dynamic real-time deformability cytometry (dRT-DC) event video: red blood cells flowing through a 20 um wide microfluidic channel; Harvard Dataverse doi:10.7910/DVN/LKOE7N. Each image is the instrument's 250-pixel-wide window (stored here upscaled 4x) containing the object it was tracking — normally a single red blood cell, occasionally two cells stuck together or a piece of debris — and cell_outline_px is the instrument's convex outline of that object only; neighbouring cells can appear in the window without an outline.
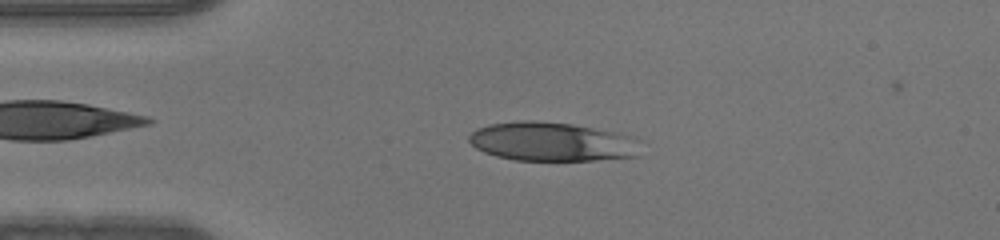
{"species": "human", "species_latin": "Homo sapiens", "temperature_condition": "warm", "stored_images_in_passage": 47, "camera_frame_rate_fps": 3000, "um_per_image_px": 0.085, "donor": {"sex": "male"}, "frame": {"image": 1, "passage_image": 9, "time_ms": 2.667, "image_size_px": [1000, 240], "cell_outline_px": [[644, 156], [596, 160], [516, 160], [496, 156], [484, 152], [476, 148], [468, 140], [468, 136], [476, 128], [488, 124], [520, 120], [532, 120], [572, 124], [624, 132], [636, 136], [644, 140]], "centroid_in_image_um": [47.11, 12.04], "position_along_channel_um": 37.9, "area_um2": 40.34}}
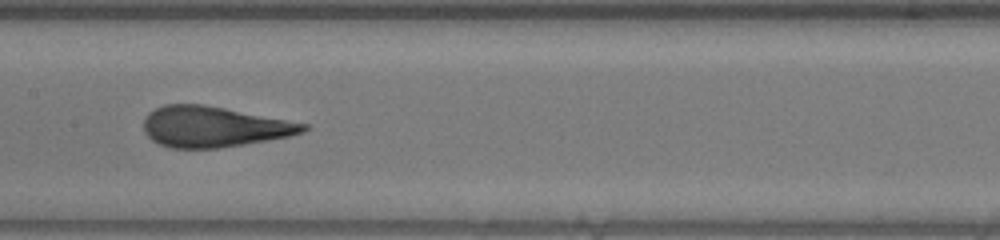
{"frame": {"image": 2, "passage_image": 22, "time_ms": 7.0, "image_size_px": [1000, 240], "cell_outline_px": [[308, 128], [304, 132], [288, 136], [216, 148], [168, 148], [152, 140], [144, 132], [144, 116], [148, 112], [164, 104], [204, 104], [308, 124]], "centroid_in_image_um": [18.1, 10.76], "position_along_channel_um": 189.3, "area_um2": 37.45}}
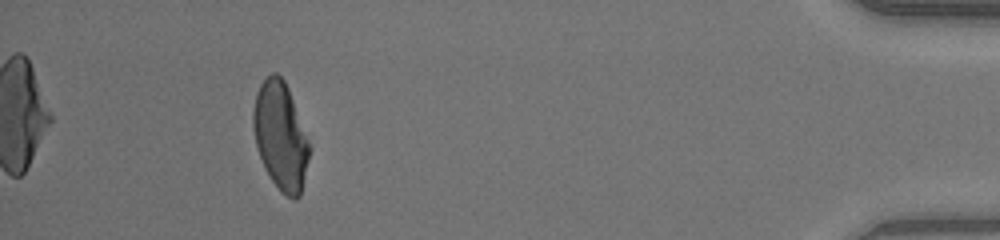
{"frame": {"image": 3, "passage_image": 43, "time_ms": 14.0, "image_size_px": [1000, 240], "cell_outline_px": [[312, 148], [300, 196], [296, 200], [292, 200], [280, 192], [264, 168], [256, 144], [252, 128], [252, 112], [256, 92], [260, 84], [272, 72], [276, 72], [284, 80], [288, 88]], "centroid_in_image_um": [23.85, 11.58], "position_along_channel_um": 411.3, "area_um2": 35.55}}